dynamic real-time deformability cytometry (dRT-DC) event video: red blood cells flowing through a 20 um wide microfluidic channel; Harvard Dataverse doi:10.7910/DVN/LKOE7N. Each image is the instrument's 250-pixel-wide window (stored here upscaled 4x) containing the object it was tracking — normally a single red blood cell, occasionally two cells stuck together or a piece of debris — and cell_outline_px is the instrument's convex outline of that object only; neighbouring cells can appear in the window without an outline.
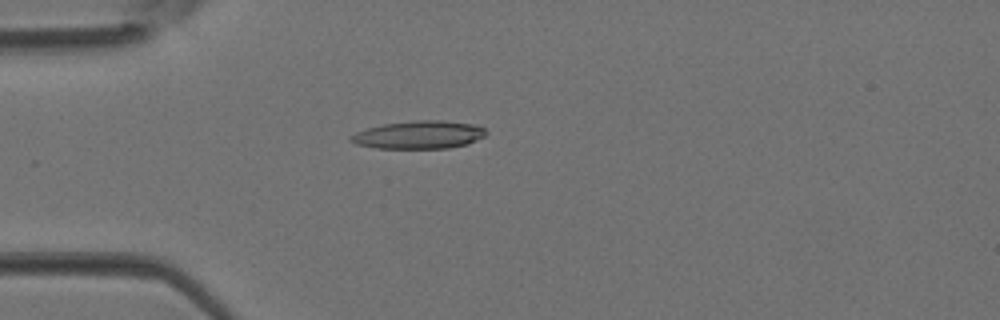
{"species": "Egyptian fruit bat (a non-hibernating species)", "species_latin": "Rousettus aegyptiacus", "temperature_condition": "room temperature", "stored_images_in_passage": 5, "camera_frame_rate_fps": 3000, "um_per_image_px": 0.085, "animal": {"sex": "female"}, "frame": {"image": 1, "passage_image": 5, "time_ms": 1.333, "image_size_px": [1000, 320], "cell_outline_px": [[488, 132], [484, 136], [468, 144], [448, 148], [376, 148], [356, 144], [348, 140], [348, 136], [356, 132], [368, 128], [384, 124], [416, 120], [440, 120], [472, 124], [484, 128]], "centroid_in_image_um": [35.59, 11.46], "position_along_channel_um": 49.4, "area_um2": 21.96}}